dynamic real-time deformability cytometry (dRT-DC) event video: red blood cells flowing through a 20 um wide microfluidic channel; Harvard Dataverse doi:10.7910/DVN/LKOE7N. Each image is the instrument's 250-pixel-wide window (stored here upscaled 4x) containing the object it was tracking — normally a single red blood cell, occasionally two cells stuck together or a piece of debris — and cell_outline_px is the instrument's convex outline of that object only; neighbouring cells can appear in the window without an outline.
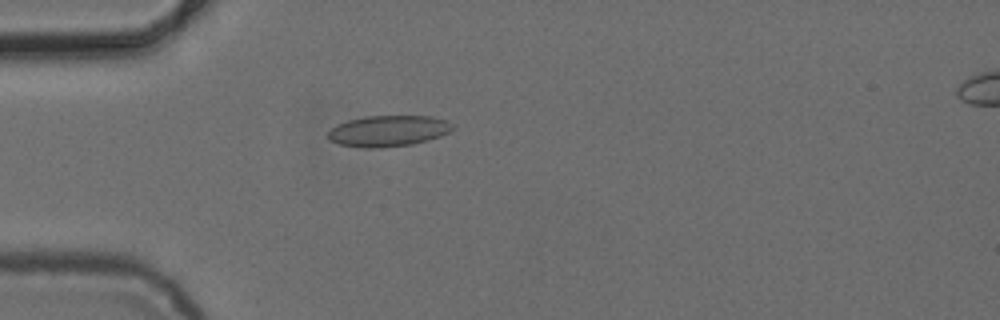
{"species": "common noctule bat (a hibernating species)", "species_latin": "Nyctalus noctula", "temperature_condition": "cold", "stored_images_in_passage": 1, "camera_frame_rate_fps": 3000, "um_per_image_px": 0.085, "animal": {"sex": "female", "body_mass_g": 24.6, "forearm_length_mm": 56.2}, "frame": {"image": 1, "passage_image": 1, "time_ms": 0.0, "image_size_px": [1000, 320], "cell_outline_px": [[452, 128], [448, 132], [440, 136], [428, 140], [412, 144], [380, 148], [364, 148], [340, 144], [328, 140], [328, 132], [336, 124], [348, 120], [364, 116], [432, 116], [448, 120], [452, 124]], "centroid_in_image_um": [32.98, 11.12], "position_along_channel_um": 52.0, "area_um2": 22.6}}